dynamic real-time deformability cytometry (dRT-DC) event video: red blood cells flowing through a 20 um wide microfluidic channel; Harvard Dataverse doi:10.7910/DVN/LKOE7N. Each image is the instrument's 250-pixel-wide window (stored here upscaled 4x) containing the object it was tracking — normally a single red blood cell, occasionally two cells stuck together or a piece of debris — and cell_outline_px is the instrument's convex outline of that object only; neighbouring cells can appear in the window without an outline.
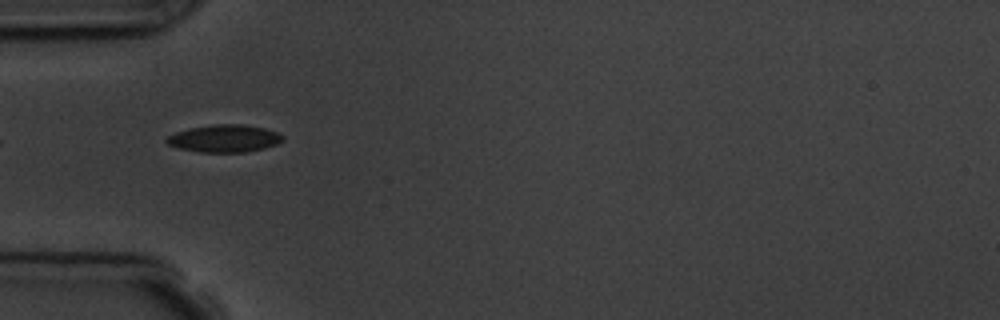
{"species": "common noctule bat (a hibernating species)", "species_latin": "Nyctalus noctula", "temperature_condition": "room temperature", "stored_images_in_passage": 9, "camera_frame_rate_fps": 3000, "um_per_image_px": 0.085, "animal": {"sex": "male", "body_mass_g": 19.5, "forearm_length_mm": 54.6}, "frame": {"image": 1, "passage_image": 6, "time_ms": 5.667, "image_size_px": [1000, 320], "cell_outline_px": [[284, 140], [276, 144], [264, 148], [244, 152], [200, 152], [180, 148], [168, 144], [164, 140], [168, 136], [176, 132], [188, 128], [212, 124], [244, 124], [264, 128], [276, 132], [284, 136]], "centroid_in_image_um": [19.07, 11.76], "position_along_channel_um": 65.9, "area_um2": 18.55}}